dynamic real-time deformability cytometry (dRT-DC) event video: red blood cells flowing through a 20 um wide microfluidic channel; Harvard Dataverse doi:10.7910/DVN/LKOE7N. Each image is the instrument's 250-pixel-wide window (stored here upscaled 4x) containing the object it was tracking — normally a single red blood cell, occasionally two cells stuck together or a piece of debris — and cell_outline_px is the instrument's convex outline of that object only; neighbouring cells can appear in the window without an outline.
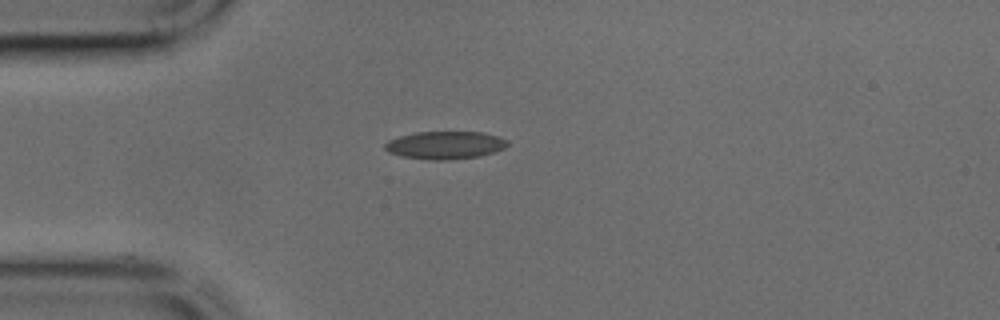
{"species": "common noctule bat (a hibernating species)", "species_latin": "Nyctalus noctula", "temperature_condition": "cold", "stored_images_in_passage": 34, "camera_frame_rate_fps": 3000, "um_per_image_px": 0.085, "animal": {"sex": "male", "body_mass_g": 17.9, "forearm_length_mm": 54.2}, "frame": {"image": 1, "passage_image": 1, "time_ms": 0.0, "image_size_px": [1000, 320], "cell_outline_px": [[508, 144], [504, 148], [496, 152], [480, 156], [448, 160], [428, 160], [400, 156], [388, 152], [384, 148], [384, 144], [388, 140], [400, 136], [416, 132], [484, 132], [508, 140]], "centroid_in_image_um": [37.83, 12.34], "position_along_channel_um": 47.2, "area_um2": 20.0}}
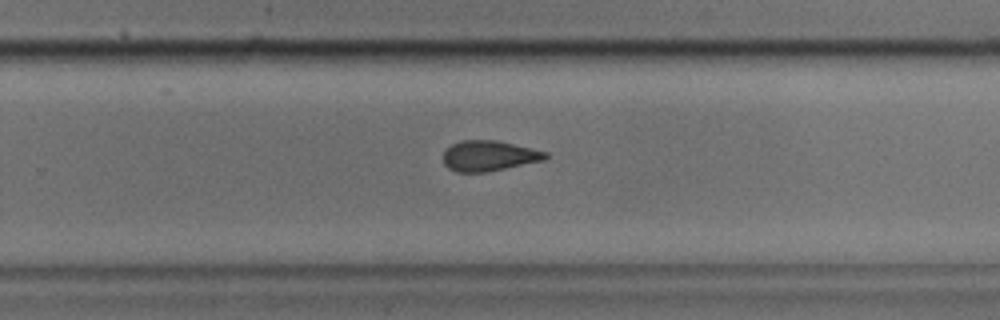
{"frame": {"image": 2, "passage_image": 18, "time_ms": 5.667, "image_size_px": [1000, 320], "cell_outline_px": [[548, 156], [544, 160], [484, 172], [456, 172], [448, 168], [444, 164], [444, 152], [452, 144], [460, 140], [496, 140], [548, 152]], "centroid_in_image_um": [41.54, 13.24], "position_along_channel_um": 288.3, "area_um2": 17.92}}
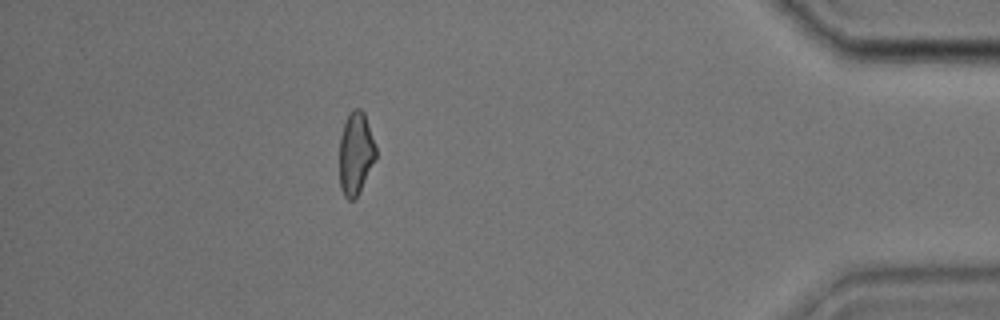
{"frame": {"image": 3, "passage_image": 29, "time_ms": 9.333, "image_size_px": [1000, 320], "cell_outline_px": [[376, 160], [356, 196], [352, 200], [348, 200], [344, 196], [340, 188], [340, 136], [344, 124], [352, 108], [360, 108], [364, 112], [376, 148]], "centroid_in_image_um": [30.23, 13.03], "position_along_channel_um": 405.0, "area_um2": 17.34}}